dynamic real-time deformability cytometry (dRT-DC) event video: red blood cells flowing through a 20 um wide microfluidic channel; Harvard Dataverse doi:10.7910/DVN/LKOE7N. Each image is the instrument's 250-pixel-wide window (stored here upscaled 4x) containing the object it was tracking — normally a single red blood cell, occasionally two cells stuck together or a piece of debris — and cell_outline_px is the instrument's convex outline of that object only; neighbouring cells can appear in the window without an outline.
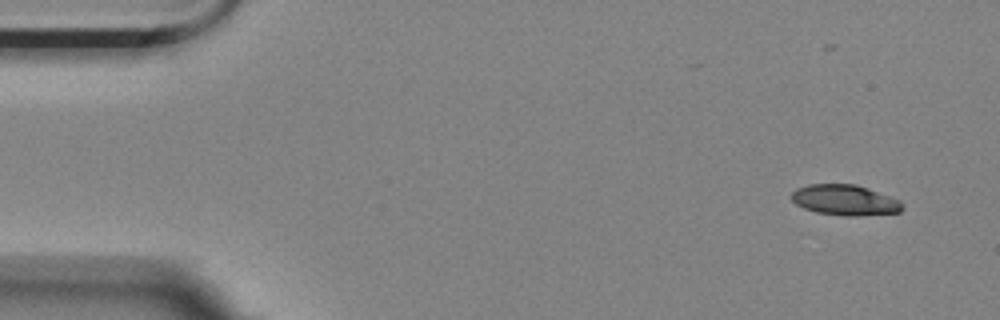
{"species": "Egyptian fruit bat (a non-hibernating species)", "species_latin": "Rousettus aegyptiacus", "temperature_condition": "room temperature", "stored_images_in_passage": 5, "camera_frame_rate_fps": 3000, "um_per_image_px": 0.085, "animal": {"sex": "female"}, "frame": {"image": 1, "passage_image": 1, "time_ms": 0.0, "image_size_px": [1000, 320], "cell_outline_px": [[904, 208], [900, 212], [856, 216], [844, 216], [816, 212], [804, 208], [796, 204], [792, 200], [792, 192], [796, 188], [808, 184], [856, 184], [868, 188], [900, 200], [904, 204]], "centroid_in_image_um": [71.83, 17.0], "position_along_channel_um": 13.2, "area_um2": 19.83}}
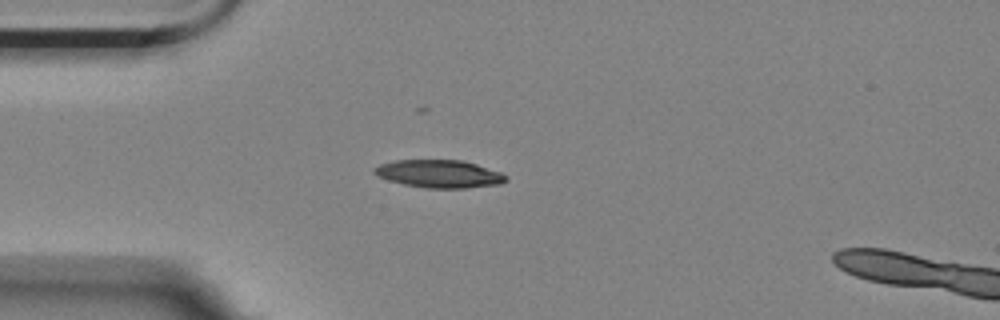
{"frame": {"image": 2, "passage_image": 4, "time_ms": 1.0, "image_size_px": [1000, 320], "cell_outline_px": [[508, 180], [500, 184], [468, 188], [424, 188], [404, 184], [388, 180], [376, 176], [372, 172], [372, 168], [380, 164], [396, 160], [460, 160], [476, 164], [500, 172], [508, 176]], "centroid_in_image_um": [37.31, 14.78], "position_along_channel_um": 47.7, "area_um2": 21.44}}